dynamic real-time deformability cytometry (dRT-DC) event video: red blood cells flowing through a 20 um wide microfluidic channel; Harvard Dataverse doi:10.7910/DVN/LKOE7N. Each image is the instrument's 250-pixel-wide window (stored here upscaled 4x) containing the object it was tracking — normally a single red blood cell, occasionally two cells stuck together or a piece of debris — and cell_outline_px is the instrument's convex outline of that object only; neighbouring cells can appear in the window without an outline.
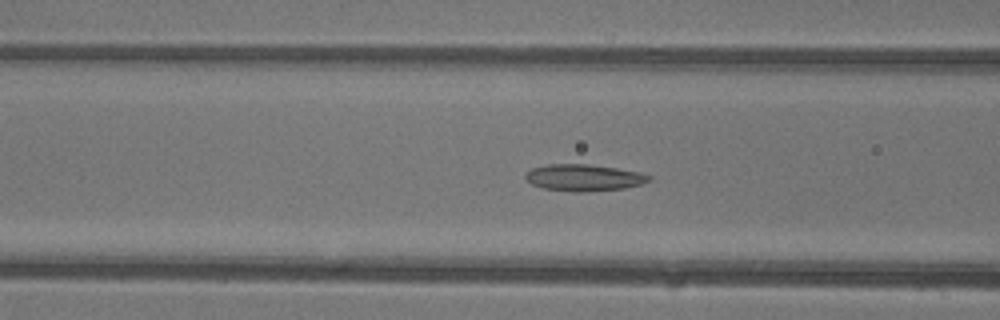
{"species": "common noctule bat (a hibernating species)", "species_latin": "Nyctalus noctula", "temperature_condition": "warm", "stored_images_in_passage": 48, "camera_frame_rate_fps": 3000, "um_per_image_px": 0.085, "animal": {"sex": "female"}, "frame": {"image": 1, "passage_image": 20, "time_ms": 6.333, "image_size_px": [1000, 320], "cell_outline_px": [[652, 180], [640, 184], [624, 188], [584, 192], [572, 192], [544, 188], [532, 184], [524, 176], [532, 168], [548, 164], [588, 164], [616, 168], [640, 172], [652, 176]], "centroid_in_image_um": [49.65, 15.1], "position_along_channel_um": 116.9, "area_um2": 19.13}}
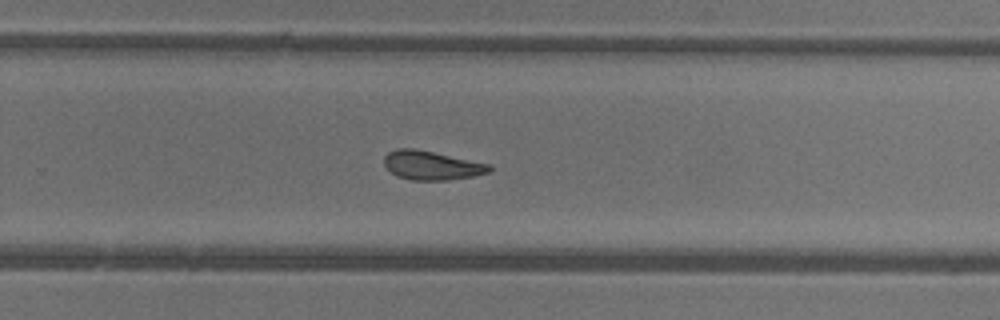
{"frame": {"image": 2, "passage_image": 32, "time_ms": 10.333, "image_size_px": [1000, 320], "cell_outline_px": [[492, 168], [488, 172], [472, 176], [448, 180], [412, 180], [396, 176], [384, 164], [384, 156], [388, 152], [396, 148], [412, 148], [492, 164]], "centroid_in_image_um": [36.68, 14.05], "position_along_channel_um": 293.1, "area_um2": 17.63}}
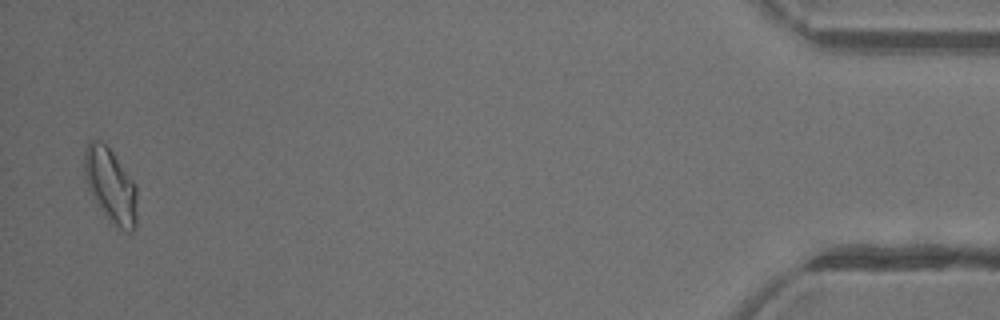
{"frame": {"image": 3, "passage_image": 47, "time_ms": 15.333, "image_size_px": [1000, 320], "cell_outline_px": [[136, 228], [132, 232], [128, 232], [120, 228], [108, 220], [92, 196], [88, 188], [84, 176], [84, 144], [88, 140], [100, 140], [112, 152], [136, 184]], "centroid_in_image_um": [9.38, 15.75], "position_along_channel_um": 425.8, "area_um2": 22.89}, "authors_computed_cell_mechanics": {"area_um2": 19.2474, "velocity_mm_per_s": 4.4038, "shape_relaxation_time_tau1_ms": null, "shape_relaxation_time_tau2_ms": 2.8502, "deformation_change_tau1": null, "deformation_change_tau2": 0.1013}}